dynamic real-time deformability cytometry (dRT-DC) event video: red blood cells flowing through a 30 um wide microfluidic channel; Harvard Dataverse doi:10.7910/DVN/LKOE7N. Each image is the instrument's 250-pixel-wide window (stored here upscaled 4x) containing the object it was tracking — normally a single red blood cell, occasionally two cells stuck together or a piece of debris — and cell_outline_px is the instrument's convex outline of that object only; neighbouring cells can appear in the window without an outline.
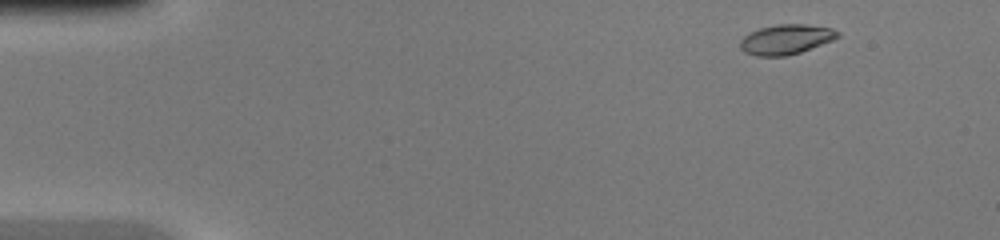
{"species": "common noctule bat (a hibernating species)", "species_latin": "Nyctalus noctula", "temperature_condition": "warm", "stored_images_in_passage": 43, "camera_frame_rate_fps": 3000, "um_per_image_px": 0.085, "animal": {"sex": "female", "body_mass_g": 20.0, "forearm_length_mm": 54.0}, "frame": {"image": 1, "passage_image": 2, "time_ms": 0.333, "image_size_px": [1000, 240], "cell_outline_px": [[840, 36], [832, 40], [800, 52], [784, 56], [756, 56], [744, 52], [740, 48], [740, 40], [744, 36], [760, 28], [776, 24], [804, 24], [832, 28], [840, 32]], "centroid_in_image_um": [66.8, 3.34], "position_along_channel_um": 18.2, "area_um2": 16.88}}
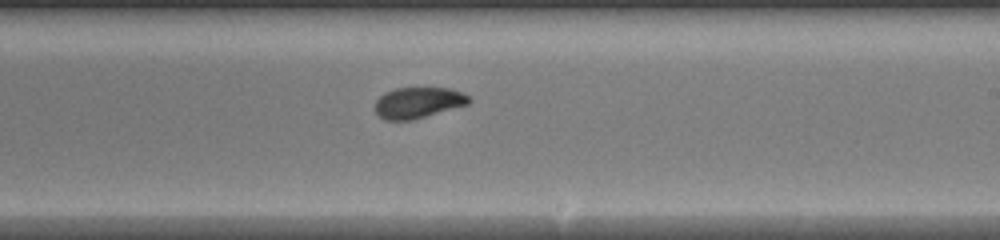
{"frame": {"image": 2, "passage_image": 25, "time_ms": 8.0, "image_size_px": [1000, 240], "cell_outline_px": [[472, 100], [468, 104], [412, 120], [384, 120], [376, 116], [376, 100], [384, 92], [396, 88], [448, 88], [460, 92], [468, 96]], "centroid_in_image_um": [35.5, 8.73], "position_along_channel_um": 253.5, "area_um2": 16.88}}
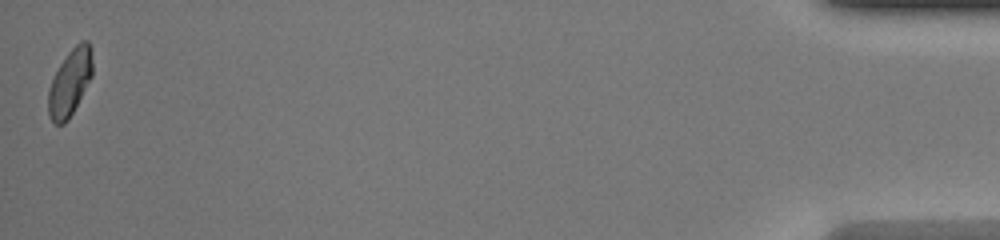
{"frame": {"image": 3, "passage_image": 43, "time_ms": 14.0, "image_size_px": [1000, 240], "cell_outline_px": [[92, 76], [68, 120], [64, 124], [52, 124], [48, 116], [48, 88], [60, 64], [68, 52], [80, 40], [88, 40], [92, 48]], "centroid_in_image_um": [5.94, 7.01], "position_along_channel_um": 429.3, "area_um2": 17.22}}